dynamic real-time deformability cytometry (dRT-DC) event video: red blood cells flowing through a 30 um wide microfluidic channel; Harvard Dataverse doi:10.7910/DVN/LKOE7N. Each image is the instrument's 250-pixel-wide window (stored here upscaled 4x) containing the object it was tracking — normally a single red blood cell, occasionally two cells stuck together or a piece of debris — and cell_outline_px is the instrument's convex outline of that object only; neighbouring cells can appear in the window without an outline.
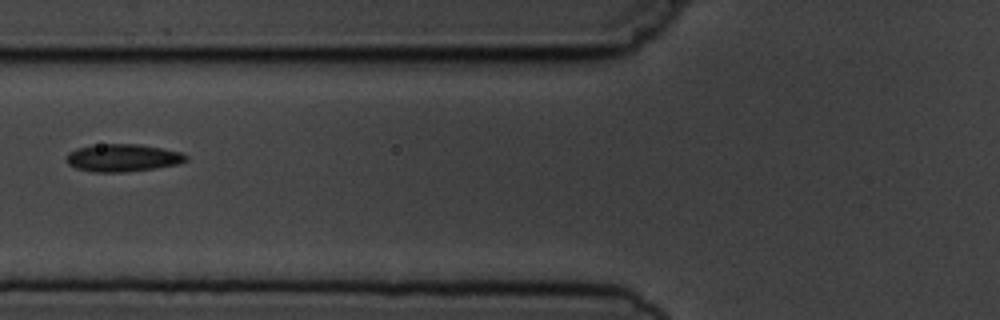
{"species": "common noctule bat (a hibernating species)", "species_latin": "Nyctalus noctula", "temperature_condition": "cold", "stored_images_in_passage": 2, "camera_frame_rate_fps": 3000, "um_per_image_px": 0.085, "animal": {"sex": "male", "body_mass_g": 19.5, "forearm_length_mm": 54.6}, "frame": {"image": 1, "passage_image": 2, "time_ms": 1.333, "image_size_px": [1000, 320], "cell_outline_px": [[188, 160], [180, 164], [156, 168], [124, 172], [92, 172], [76, 168], [68, 164], [68, 152], [76, 148], [100, 144], [140, 144], [180, 152], [188, 156]], "centroid_in_image_um": [10.46, 13.42], "position_along_channel_um": 115.3, "area_um2": 19.19}}